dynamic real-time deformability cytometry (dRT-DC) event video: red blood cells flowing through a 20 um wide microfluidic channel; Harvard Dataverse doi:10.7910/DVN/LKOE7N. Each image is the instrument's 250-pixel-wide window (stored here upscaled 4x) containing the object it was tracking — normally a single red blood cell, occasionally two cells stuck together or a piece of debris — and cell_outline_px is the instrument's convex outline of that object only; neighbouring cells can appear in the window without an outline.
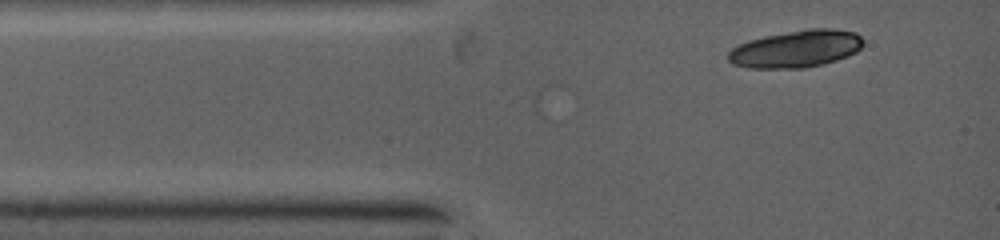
{"species": "common noctule bat (a hibernating species)", "species_latin": "Nyctalus noctula", "temperature_condition": "warm", "stored_images_in_passage": 5, "camera_frame_rate_fps": 5000, "um_per_image_px": 0.085, "animal": {"sex": "female", "body_mass_g": 19.0, "forearm_length_mm": 53.3}, "frame": {"image": 1, "passage_image": 1, "time_ms": 0.0, "image_size_px": [1000, 240], "cell_outline_px": [[864, 44], [856, 52], [836, 60], [804, 68], [748, 68], [732, 64], [728, 60], [728, 52], [732, 48], [740, 44], [752, 40], [768, 36], [812, 28], [828, 28], [852, 32], [860, 36], [864, 40]], "centroid_in_image_um": [67.67, 4.17], "position_along_channel_um": 17.3, "area_um2": 28.78}}